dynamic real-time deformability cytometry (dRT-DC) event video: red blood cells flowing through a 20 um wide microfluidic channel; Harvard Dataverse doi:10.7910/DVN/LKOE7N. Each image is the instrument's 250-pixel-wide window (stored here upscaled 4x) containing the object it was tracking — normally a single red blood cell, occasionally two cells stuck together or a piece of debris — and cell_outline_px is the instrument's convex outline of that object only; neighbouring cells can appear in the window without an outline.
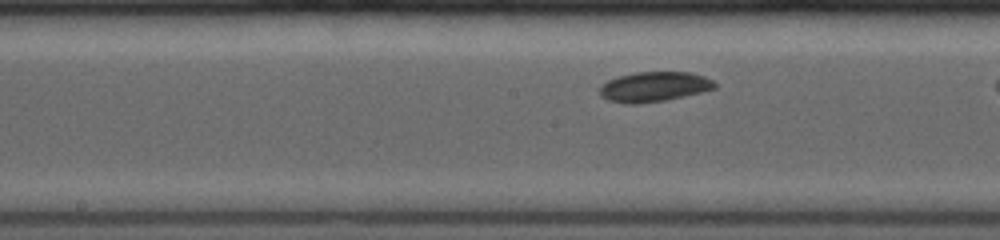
{"species": "common noctule bat (a hibernating species)", "species_latin": "Nyctalus noctula", "temperature_condition": "room temperature", "stored_images_in_passage": 26, "camera_frame_rate_fps": 4000, "um_per_image_px": 0.085, "animal": {"sex": "female", "body_mass_g": 19.0, "forearm_length_mm": 53.3}, "frame": {"image": 1, "passage_image": 12, "time_ms": 4.0, "image_size_px": [1000, 240], "cell_outline_px": [[716, 88], [668, 100], [636, 104], [628, 104], [608, 100], [600, 96], [600, 88], [608, 80], [620, 76], [636, 72], [688, 72], [704, 76], [712, 80], [716, 84]], "centroid_in_image_um": [55.6, 7.38], "position_along_channel_um": 192.6, "area_um2": 19.94}}
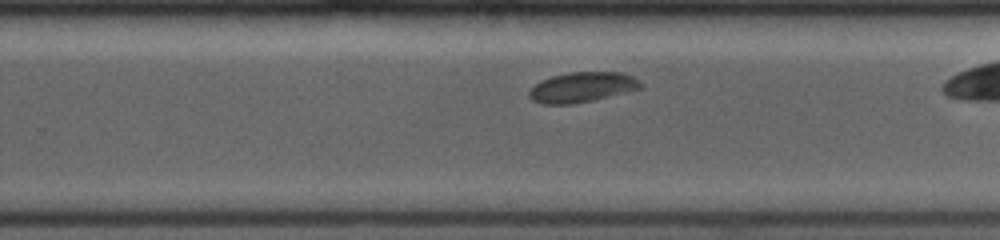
{"frame": {"image": 2, "passage_image": 19, "time_ms": 6.25, "image_size_px": [1000, 240], "cell_outline_px": [[644, 88], [592, 100], [572, 104], [544, 104], [532, 100], [528, 96], [528, 92], [540, 80], [552, 76], [568, 72], [620, 72], [632, 76], [640, 80], [644, 84]], "centroid_in_image_um": [49.51, 7.4], "position_along_channel_um": 280.3, "area_um2": 19.65}}
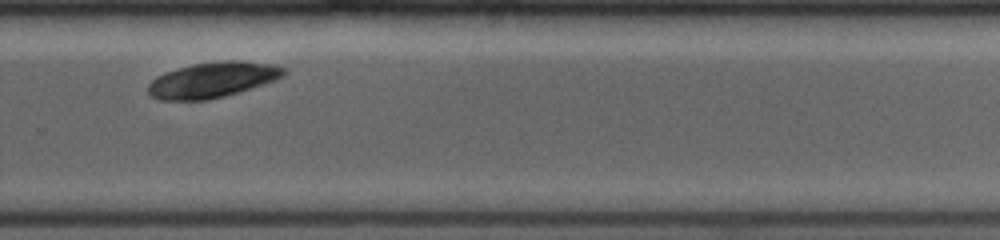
{"frame": {"image": 3, "passage_image": 22, "time_ms": 8.0, "image_size_px": [1000, 240], "cell_outline_px": [[288, 72], [284, 76], [276, 80], [264, 84], [224, 96], [208, 100], [160, 100], [152, 96], [148, 92], [148, 84], [156, 76], [164, 72], [176, 68], [192, 64], [224, 60], [240, 60], [276, 64], [284, 68]], "centroid_in_image_um": [18.09, 6.77], "position_along_channel_um": 311.7, "area_um2": 28.32}}